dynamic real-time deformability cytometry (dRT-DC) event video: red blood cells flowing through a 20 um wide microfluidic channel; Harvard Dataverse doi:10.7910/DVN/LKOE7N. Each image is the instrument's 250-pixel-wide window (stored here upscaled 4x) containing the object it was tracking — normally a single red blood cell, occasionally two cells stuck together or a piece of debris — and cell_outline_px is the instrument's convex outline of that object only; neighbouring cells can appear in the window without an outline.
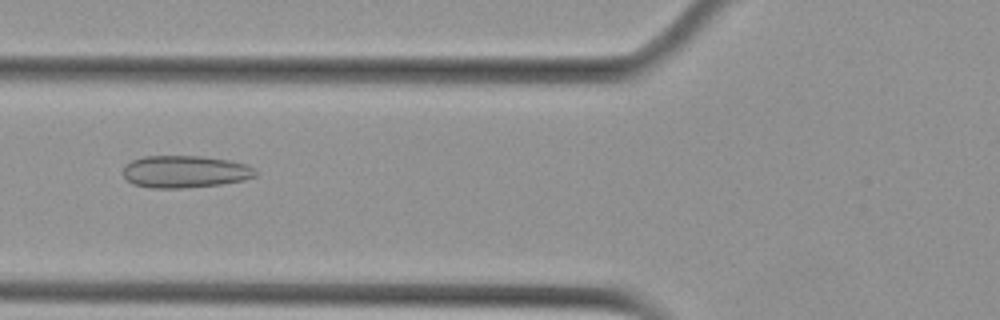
{"species": "Egyptian fruit bat (a non-hibernating species)", "species_latin": "Rousettus aegyptiacus", "temperature_condition": "cold", "stored_images_in_passage": 44, "camera_frame_rate_fps": 3000, "um_per_image_px": 0.085, "animal": {"sex": "female"}, "frame": {"image": 1, "passage_image": 19, "time_ms": 6.0, "image_size_px": [1000, 320], "cell_outline_px": [[256, 176], [244, 180], [220, 184], [184, 188], [152, 188], [132, 184], [120, 172], [124, 164], [132, 160], [144, 156], [200, 156], [228, 160], [248, 164], [256, 172]], "centroid_in_image_um": [15.67, 14.59], "position_along_channel_um": 110.1, "area_um2": 25.03}}
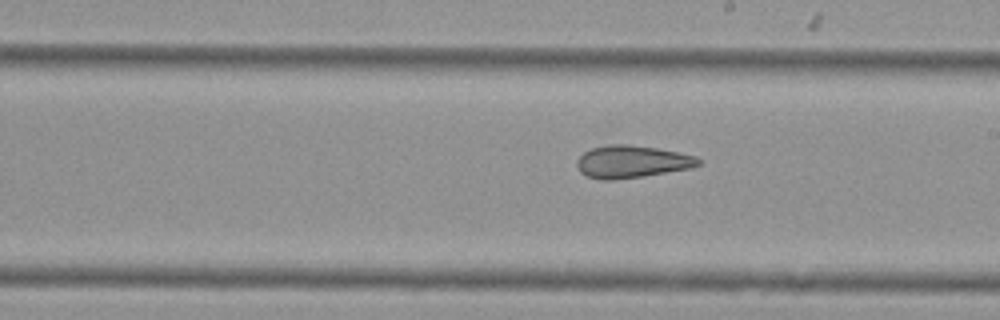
{"frame": {"image": 2, "passage_image": 29, "time_ms": 9.333, "image_size_px": [1000, 320], "cell_outline_px": [[700, 164], [692, 168], [644, 176], [612, 180], [604, 180], [588, 176], [580, 172], [576, 164], [576, 160], [584, 152], [592, 148], [608, 144], [628, 144], [656, 148], [696, 156], [700, 160]], "centroid_in_image_um": [53.69, 13.74], "position_along_channel_um": 235.3, "area_um2": 22.89}}
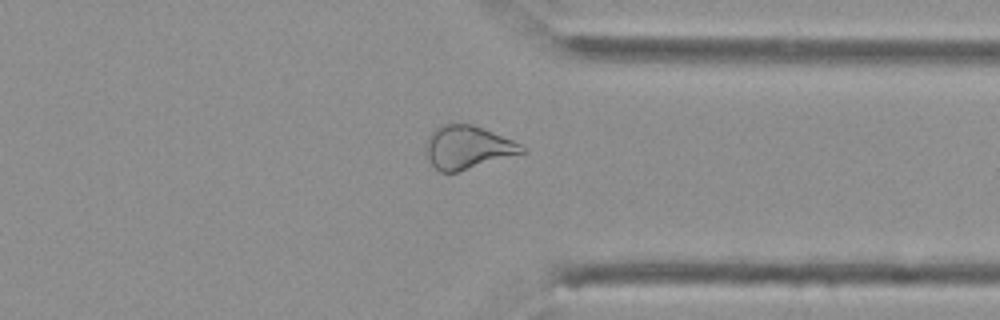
{"frame": {"image": 3, "passage_image": 40, "time_ms": 13.0, "image_size_px": [1000, 320], "cell_outline_px": [[528, 152], [456, 172], [440, 172], [432, 164], [428, 156], [428, 136], [436, 128], [444, 124], [472, 124], [512, 140], [528, 148]], "centroid_in_image_um": [39.81, 12.53], "position_along_channel_um": 371.6, "area_um2": 23.7}}